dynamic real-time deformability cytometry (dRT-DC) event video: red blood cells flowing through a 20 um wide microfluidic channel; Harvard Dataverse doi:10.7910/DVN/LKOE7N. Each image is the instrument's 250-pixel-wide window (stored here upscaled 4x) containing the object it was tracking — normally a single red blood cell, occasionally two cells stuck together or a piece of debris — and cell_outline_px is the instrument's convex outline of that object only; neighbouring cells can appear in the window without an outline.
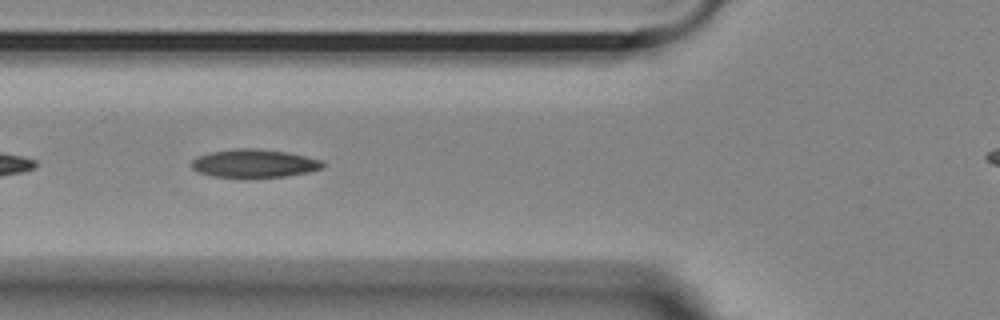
{"species": "Egyptian fruit bat (a non-hibernating species)", "species_latin": "Rousettus aegyptiacus", "temperature_condition": "room temperature", "stored_images_in_passage": 34, "camera_frame_rate_fps": 3000, "um_per_image_px": 0.085, "animal": {"sex": "female"}, "frame": {"image": 1, "passage_image": 5, "time_ms": 1.333, "image_size_px": [1000, 320], "cell_outline_px": [[324, 168], [308, 172], [288, 176], [248, 180], [244, 180], [212, 176], [196, 172], [192, 168], [192, 160], [196, 156], [212, 152], [236, 148], [256, 148], [288, 152], [324, 160]], "centroid_in_image_um": [21.61, 13.93], "position_along_channel_um": 104.2, "area_um2": 22.6}}
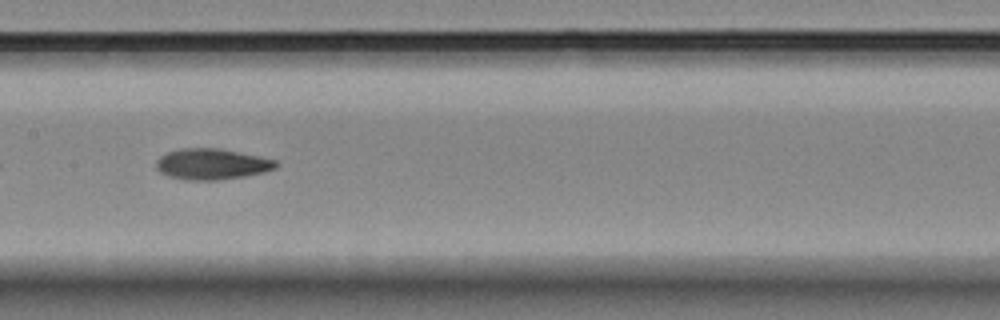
{"frame": {"image": 2, "passage_image": 12, "time_ms": 3.667, "image_size_px": [1000, 320], "cell_outline_px": [[280, 164], [276, 168], [264, 172], [244, 176], [216, 180], [188, 180], [168, 176], [160, 172], [156, 168], [156, 160], [160, 156], [168, 152], [180, 148], [220, 148], [260, 156], [276, 160]], "centroid_in_image_um": [18.01, 13.94], "position_along_channel_um": 189.4, "area_um2": 21.68}}
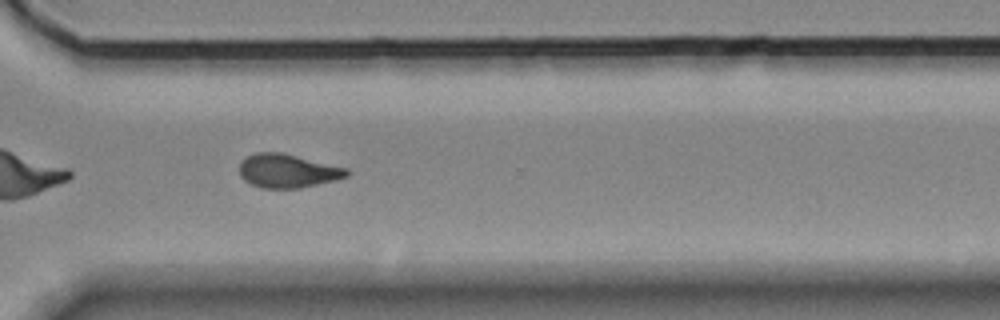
{"frame": {"image": 3, "passage_image": 25, "time_ms": 8.0, "image_size_px": [1000, 320], "cell_outline_px": [[348, 176], [336, 180], [300, 188], [260, 188], [244, 180], [240, 176], [240, 164], [248, 156], [256, 152], [280, 152], [348, 168]], "centroid_in_image_um": [24.45, 14.53], "position_along_channel_um": 346.1, "area_um2": 20.92}}